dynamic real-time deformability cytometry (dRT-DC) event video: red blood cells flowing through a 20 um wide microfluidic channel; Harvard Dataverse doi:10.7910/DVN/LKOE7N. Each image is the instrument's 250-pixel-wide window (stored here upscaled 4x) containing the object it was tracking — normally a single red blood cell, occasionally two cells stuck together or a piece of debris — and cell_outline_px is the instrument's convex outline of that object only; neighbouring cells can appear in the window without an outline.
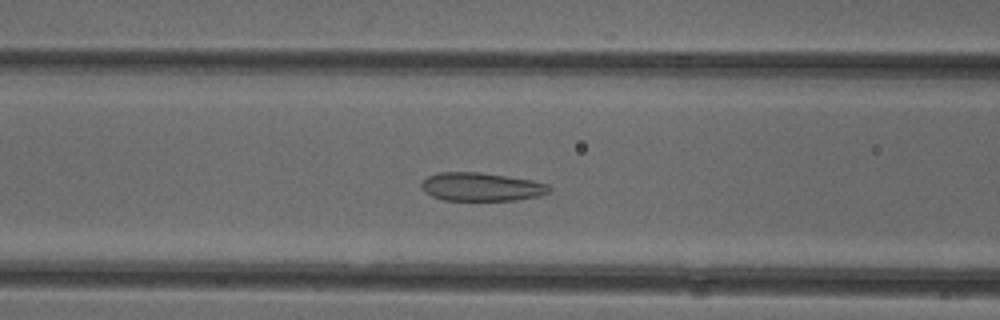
{"species": "common noctule bat (a hibernating species)", "species_latin": "Nyctalus noctula", "temperature_condition": "cold", "stored_images_in_passage": 49, "camera_frame_rate_fps": 3000, "um_per_image_px": 0.085, "animal": {"sex": "female"}, "frame": {"image": 1, "passage_image": 17, "time_ms": 5.333, "image_size_px": [1000, 320], "cell_outline_px": [[552, 188], [548, 192], [540, 196], [516, 200], [444, 200], [432, 196], [424, 192], [420, 188], [420, 184], [428, 176], [440, 172], [480, 172], [532, 180], [548, 184]], "centroid_in_image_um": [40.91, 15.88], "position_along_channel_um": 125.7, "area_um2": 21.21}}
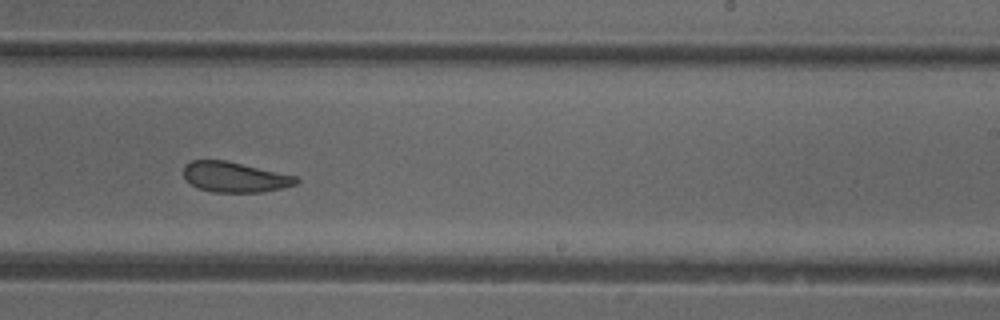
{"frame": {"image": 2, "passage_image": 28, "time_ms": 9.0, "image_size_px": [1000, 320], "cell_outline_px": [[300, 180], [296, 184], [280, 188], [260, 192], [212, 192], [200, 188], [192, 184], [184, 176], [184, 164], [192, 160], [228, 160], [296, 176]], "centroid_in_image_um": [19.95, 15.03], "position_along_channel_um": 269.0, "area_um2": 19.77}}
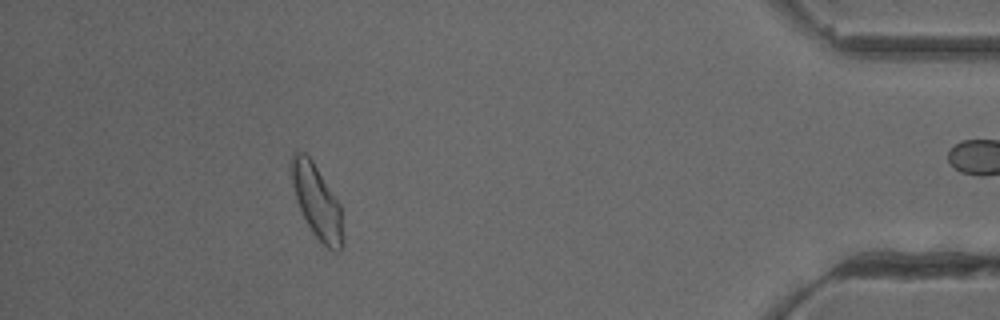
{"frame": {"image": 3, "passage_image": 43, "time_ms": 14.0, "image_size_px": [1000, 320], "cell_outline_px": [[344, 244], [340, 252], [332, 252], [312, 232], [296, 200], [288, 168], [288, 160], [292, 152], [304, 152], [312, 160], [340, 204], [344, 236]], "centroid_in_image_um": [26.92, 17.12], "position_along_channel_um": 408.3, "area_um2": 22.43}, "authors_computed_cell_mechanics": {"area_um2": 21.7906, "velocity_mm_per_s": 3.9123, "shape_relaxation_time_tau1_ms": null, "shape_relaxation_time_tau2_ms": 2.017, "deformation_change_tau1": null, "deformation_change_tau2": 0.0944}}